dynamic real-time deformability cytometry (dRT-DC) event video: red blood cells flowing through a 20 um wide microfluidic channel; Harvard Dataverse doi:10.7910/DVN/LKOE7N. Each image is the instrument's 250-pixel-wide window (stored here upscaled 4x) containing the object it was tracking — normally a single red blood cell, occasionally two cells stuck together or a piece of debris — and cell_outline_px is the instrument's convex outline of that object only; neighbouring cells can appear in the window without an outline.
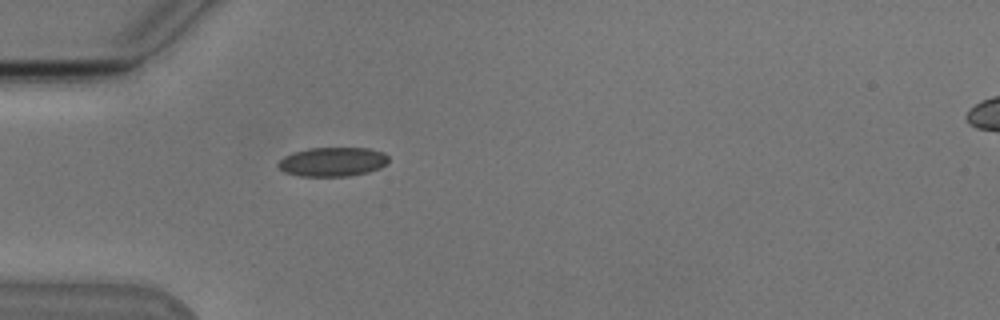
{"species": "Egyptian fruit bat (a non-hibernating species)", "species_latin": "Rousettus aegyptiacus", "temperature_condition": "cold", "stored_images_in_passage": 17, "camera_frame_rate_fps": 3000, "um_per_image_px": 0.085, "animal": {"sex": "male"}, "frame": {"image": 1, "passage_image": 1, "time_ms": 0.0, "image_size_px": [1000, 320], "cell_outline_px": [[388, 164], [380, 168], [368, 172], [348, 176], [300, 176], [284, 172], [276, 164], [284, 156], [292, 152], [308, 148], [368, 148], [384, 152], [388, 156]], "centroid_in_image_um": [28.28, 13.75], "position_along_channel_um": 56.7, "area_um2": 18.9}}
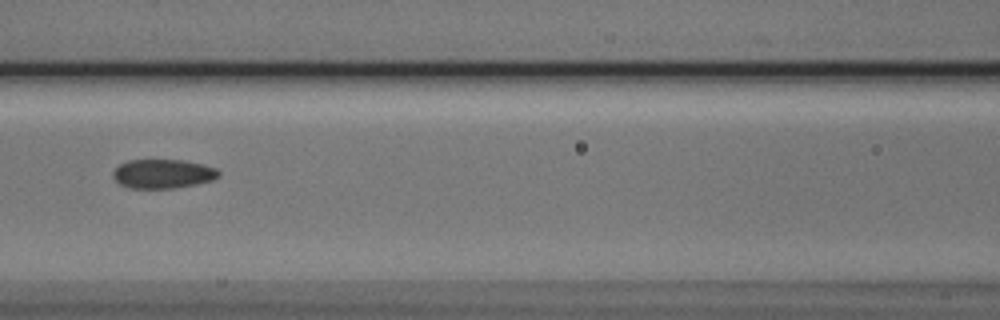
{"frame": {"image": 2, "passage_image": 9, "time_ms": 2.667, "image_size_px": [1000, 320], "cell_outline_px": [[220, 176], [212, 180], [196, 184], [176, 188], [128, 188], [120, 184], [112, 176], [112, 172], [120, 164], [128, 160], [184, 160], [216, 168], [220, 172]], "centroid_in_image_um": [13.84, 14.77], "position_along_channel_um": 152.8, "area_um2": 17.92}}
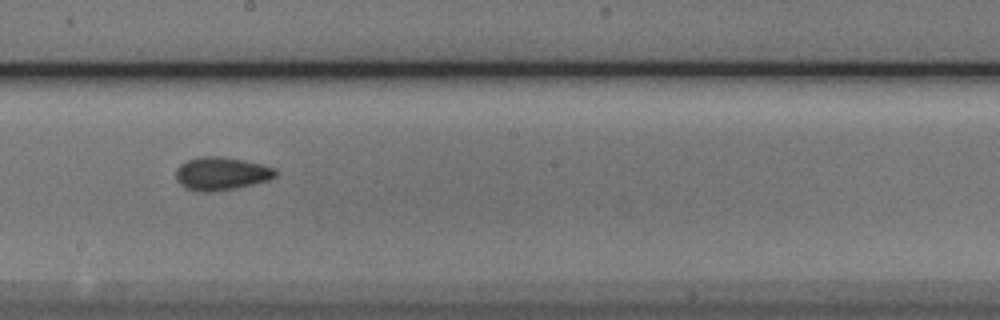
{"frame": {"image": 3, "passage_image": 15, "time_ms": 4.667, "image_size_px": [1000, 320], "cell_outline_px": [[276, 176], [268, 180], [236, 188], [216, 192], [196, 192], [184, 188], [176, 180], [176, 168], [180, 164], [188, 160], [200, 156], [220, 156], [244, 160], [276, 168]], "centroid_in_image_um": [18.77, 14.77], "position_along_channel_um": 229.4, "area_um2": 19.42}}